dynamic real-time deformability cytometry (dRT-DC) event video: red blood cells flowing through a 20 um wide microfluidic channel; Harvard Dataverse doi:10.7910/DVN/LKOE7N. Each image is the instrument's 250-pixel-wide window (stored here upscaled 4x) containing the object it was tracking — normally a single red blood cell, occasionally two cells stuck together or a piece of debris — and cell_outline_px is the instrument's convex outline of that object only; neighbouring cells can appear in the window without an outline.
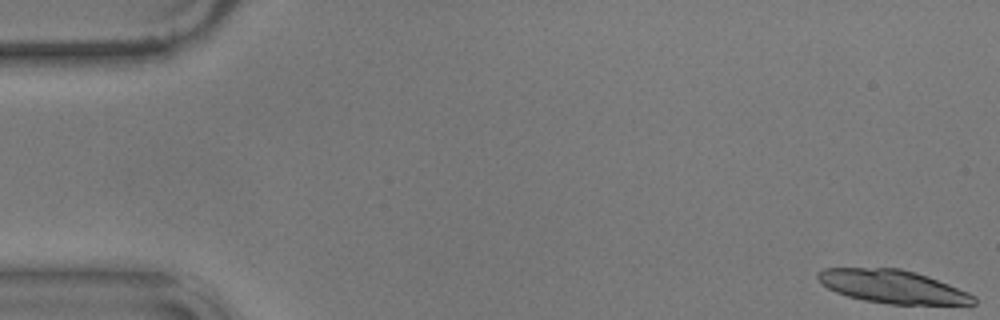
{"species": "common noctule bat (a hibernating species)", "species_latin": "Nyctalus noctula", "temperature_condition": "warm", "stored_images_in_passage": 43, "camera_frame_rate_fps": 3000, "um_per_image_px": 0.085, "animal": {"sex": "male", "body_mass_g": 17.9}, "frame": {"image": 1, "passage_image": 1, "time_ms": 0.0, "image_size_px": [1000, 320], "cell_outline_px": [[976, 304], [888, 304], [864, 300], [848, 296], [836, 292], [828, 288], [816, 276], [824, 268], [900, 268], [916, 272], [928, 276], [968, 292], [976, 296]], "centroid_in_image_um": [75.9, 24.36], "position_along_channel_um": 9.1, "area_um2": 29.88}}
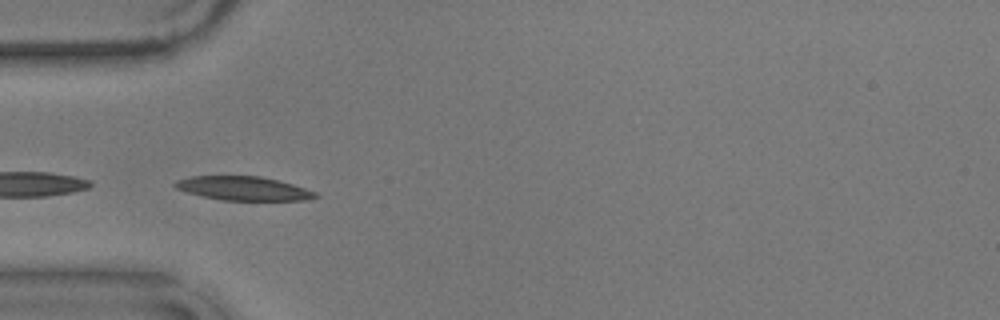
{"frame": {"image": 2, "passage_image": 18, "time_ms": 5.667, "image_size_px": [1000, 320], "cell_outline_px": [[320, 196], [308, 200], [220, 200], [200, 196], [176, 188], [172, 184], [176, 180], [192, 176], [260, 176], [292, 184], [316, 192]], "centroid_in_image_um": [20.67, 16.02], "position_along_channel_um": 64.3, "area_um2": 19.48}}